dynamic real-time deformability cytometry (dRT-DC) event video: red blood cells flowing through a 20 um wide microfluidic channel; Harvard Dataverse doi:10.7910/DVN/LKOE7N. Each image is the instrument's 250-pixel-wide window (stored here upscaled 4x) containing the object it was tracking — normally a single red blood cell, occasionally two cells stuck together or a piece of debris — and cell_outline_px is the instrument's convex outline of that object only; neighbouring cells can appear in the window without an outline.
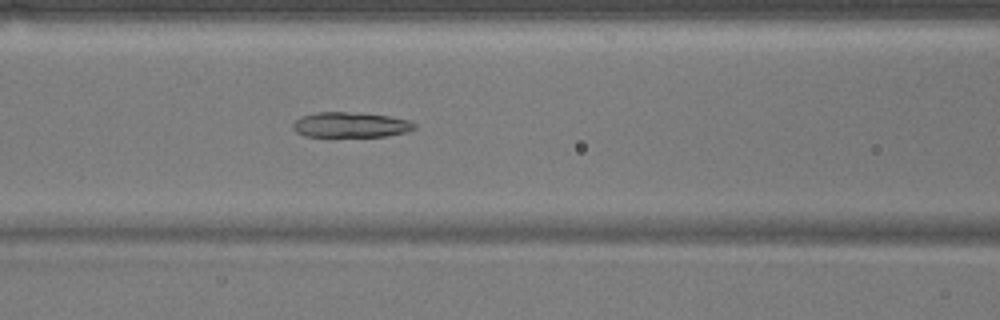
{"species": "common noctule bat (a hibernating species)", "species_latin": "Nyctalus noctula", "temperature_condition": "warm", "stored_images_in_passage": 42, "camera_frame_rate_fps": 3000, "um_per_image_px": 0.085, "animal": {"sex": "male", "body_mass_g": 17.9}, "frame": {"image": 1, "passage_image": 11, "time_ms": 3.333, "image_size_px": [1000, 320], "cell_outline_px": [[416, 128], [404, 132], [384, 136], [304, 136], [296, 132], [292, 128], [292, 124], [300, 116], [316, 112], [344, 112], [388, 116], [408, 120], [416, 124]], "centroid_in_image_um": [29.74, 10.61], "position_along_channel_um": 136.9, "area_um2": 17.63}}
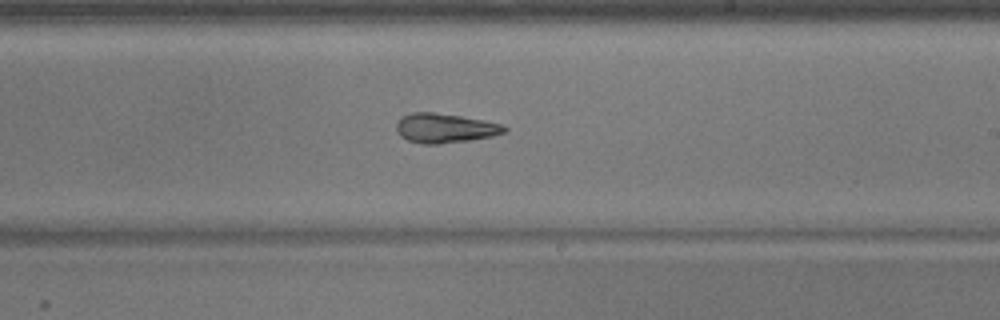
{"frame": {"image": 2, "passage_image": 20, "time_ms": 6.333, "image_size_px": [1000, 320], "cell_outline_px": [[508, 128], [504, 132], [492, 136], [468, 140], [440, 144], [420, 144], [408, 140], [400, 136], [396, 128], [396, 124], [404, 116], [412, 112], [432, 112], [460, 116], [500, 124]], "centroid_in_image_um": [37.78, 10.9], "position_along_channel_um": 251.2, "area_um2": 18.21}}
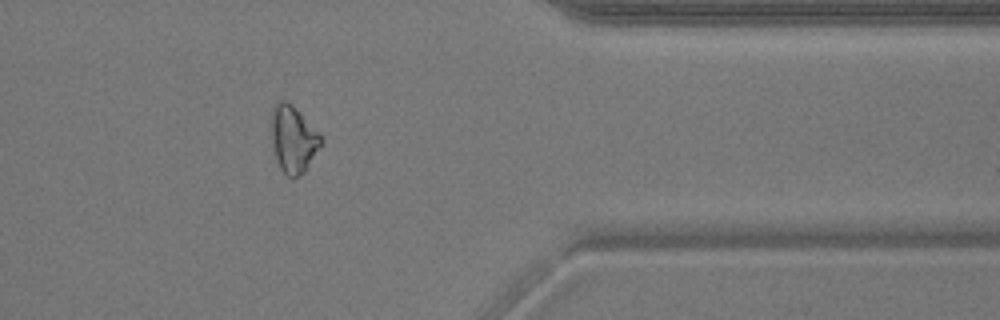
{"frame": {"image": 3, "passage_image": 32, "time_ms": 10.333, "image_size_px": [1000, 320], "cell_outline_px": [[320, 148], [304, 172], [292, 180], [280, 168], [276, 160], [272, 144], [272, 108], [276, 100], [284, 100], [292, 104], [300, 112], [320, 136]], "centroid_in_image_um": [24.89, 11.83], "position_along_channel_um": 386.5, "area_um2": 19.13}, "authors_computed_cell_mechanics": {"area_um2": 18.9584, "velocity_mm_per_s": 3.8226, "shape_relaxation_time_tau1_ms": 7.0986, "shape_relaxation_time_tau2_ms": 3.9127, "deformation_change_tau1": 0.2183, "deformation_change_tau2": 0.148}}